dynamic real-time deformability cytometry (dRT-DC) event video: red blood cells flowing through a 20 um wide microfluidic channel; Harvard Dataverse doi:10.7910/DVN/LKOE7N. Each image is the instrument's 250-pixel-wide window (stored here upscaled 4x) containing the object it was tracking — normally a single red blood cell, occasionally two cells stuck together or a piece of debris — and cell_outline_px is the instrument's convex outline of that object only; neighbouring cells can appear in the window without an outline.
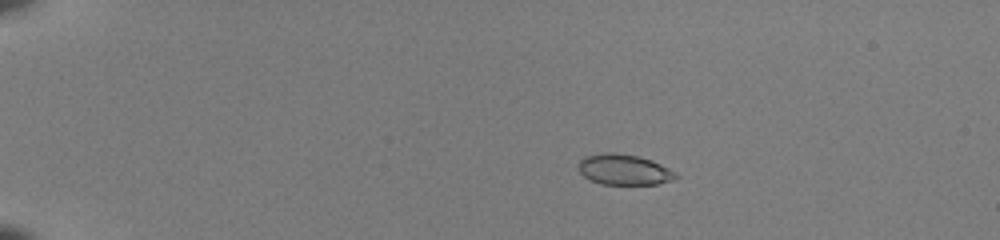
{"species": "common noctule bat (a hibernating species)", "species_latin": "Nyctalus noctula", "temperature_condition": "room temperature", "stored_images_in_passage": 42, "camera_frame_rate_fps": 3000, "um_per_image_px": 0.085, "animal": {"sex": "female", "body_mass_g": 22.0, "forearm_length_mm": 56.7}, "frame": {"image": 1, "passage_image": 1, "time_ms": 0.0, "image_size_px": [1000, 240], "cell_outline_px": [[680, 176], [672, 180], [656, 184], [600, 184], [584, 176], [580, 172], [580, 160], [584, 156], [600, 152], [612, 152], [636, 156], [652, 160], [676, 172]], "centroid_in_image_um": [53.05, 14.41], "position_along_channel_um": 31.9, "area_um2": 17.28}}
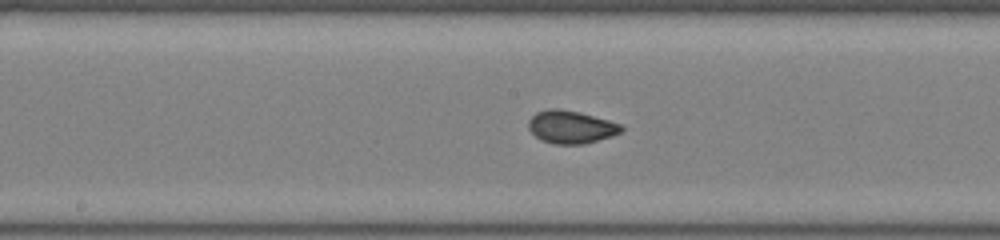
{"frame": {"image": 2, "passage_image": 20, "time_ms": 6.333, "image_size_px": [1000, 240], "cell_outline_px": [[624, 128], [620, 132], [612, 136], [584, 144], [552, 144], [536, 136], [528, 128], [528, 120], [536, 112], [548, 108], [560, 108], [580, 112], [608, 120], [620, 124]], "centroid_in_image_um": [48.52, 10.78], "position_along_channel_um": 199.7, "area_um2": 17.74}}
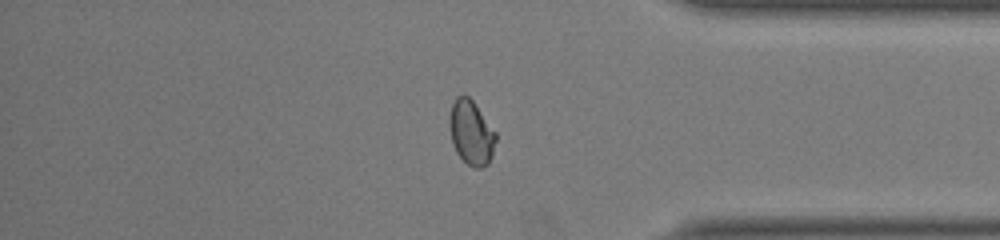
{"frame": {"image": 3, "passage_image": 35, "time_ms": 11.333, "image_size_px": [1000, 240], "cell_outline_px": [[496, 140], [492, 156], [488, 164], [480, 168], [472, 168], [456, 152], [452, 144], [448, 128], [448, 120], [452, 104], [456, 96], [468, 96], [472, 100], [496, 132]], "centroid_in_image_um": [40.03, 11.29], "position_along_channel_um": 395.2, "area_um2": 17.51}, "authors_computed_cell_mechanics": {"area_um2": 17.3111, "velocity_mm_per_s": 4.0853, "shape_relaxation_time_tau1_ms": 4.3067, "shape_relaxation_time_tau2_ms": null, "deformation_change_tau1": 0.1287, "deformation_change_tau2": null}}